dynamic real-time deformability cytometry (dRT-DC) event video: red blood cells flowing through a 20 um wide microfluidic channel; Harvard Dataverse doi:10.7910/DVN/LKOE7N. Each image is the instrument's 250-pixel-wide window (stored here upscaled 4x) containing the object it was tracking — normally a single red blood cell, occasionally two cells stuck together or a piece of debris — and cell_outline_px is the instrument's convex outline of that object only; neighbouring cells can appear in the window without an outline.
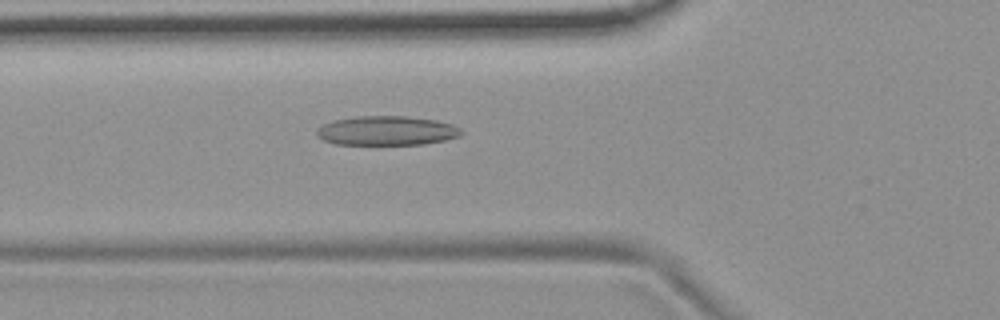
{"species": "common noctule bat (a hibernating species)", "species_latin": "Nyctalus noctula", "temperature_condition": "room temperature", "stored_images_in_passage": 55, "camera_frame_rate_fps": 3000, "um_per_image_px": 0.085, "animal": {"sex": "female", "body_mass_g": 19.9}, "frame": {"image": 1, "passage_image": 20, "time_ms": 6.333, "image_size_px": [1000, 320], "cell_outline_px": [[464, 132], [460, 136], [444, 140], [424, 144], [336, 144], [324, 140], [316, 136], [316, 128], [324, 124], [336, 120], [356, 116], [404, 116], [436, 120], [452, 124], [460, 128]], "centroid_in_image_um": [32.88, 11.11], "position_along_channel_um": 92.9, "area_um2": 24.62}}
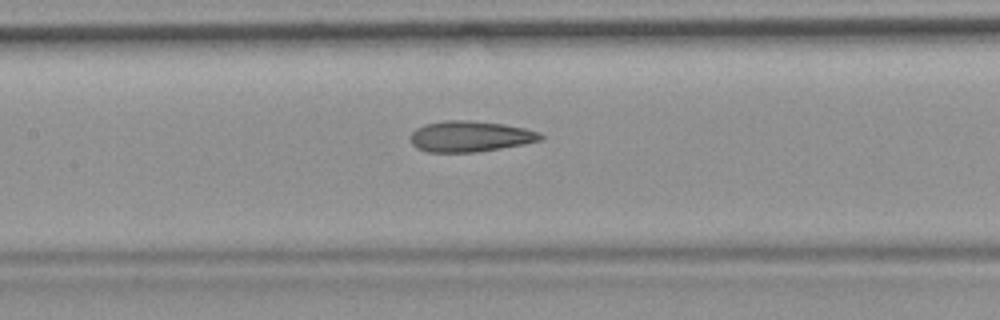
{"frame": {"image": 2, "passage_image": 26, "time_ms": 8.333, "image_size_px": [1000, 320], "cell_outline_px": [[544, 140], [524, 144], [476, 152], [428, 152], [416, 148], [412, 144], [412, 132], [416, 128], [424, 124], [444, 120], [468, 120], [504, 124], [524, 128], [540, 132], [544, 136]], "centroid_in_image_um": [39.98, 11.59], "position_along_channel_um": 167.4, "area_um2": 23.47}}
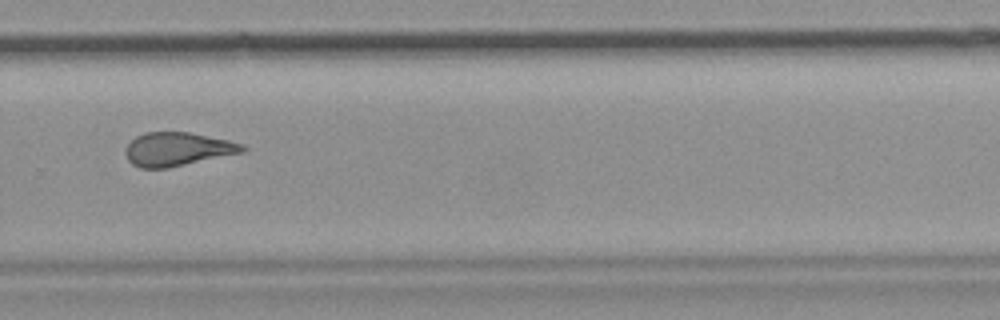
{"frame": {"image": 3, "passage_image": 38, "time_ms": 12.333, "image_size_px": [1000, 320], "cell_outline_px": [[248, 148], [244, 152], [168, 168], [140, 168], [132, 164], [128, 160], [124, 152], [124, 148], [136, 136], [144, 132], [188, 132], [228, 140], [244, 144]], "centroid_in_image_um": [15.07, 12.68], "position_along_channel_um": 314.7, "area_um2": 23.0}, "authors_computed_cell_mechanics": {"area_um2": 24.1604, "velocity_mm_per_s": 3.6986, "shape_relaxation_time_tau1_ms": null, "shape_relaxation_time_tau2_ms": 2.5559, "deformation_change_tau1": null, "deformation_change_tau2": 0.1254}}